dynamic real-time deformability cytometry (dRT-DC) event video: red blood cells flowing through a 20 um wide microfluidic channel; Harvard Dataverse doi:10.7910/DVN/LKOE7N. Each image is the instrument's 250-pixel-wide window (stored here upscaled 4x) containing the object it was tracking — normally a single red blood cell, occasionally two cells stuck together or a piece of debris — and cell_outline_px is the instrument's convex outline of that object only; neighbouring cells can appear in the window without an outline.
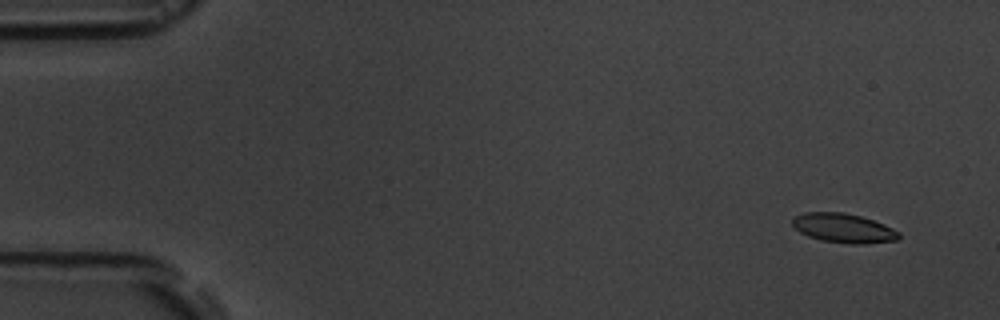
{"species": "common noctule bat (a hibernating species)", "species_latin": "Nyctalus noctula", "temperature_condition": "room temperature", "stored_images_in_passage": 5, "camera_frame_rate_fps": 3000, "um_per_image_px": 0.085, "animal": {"sex": "male", "body_mass_g": 19.5, "forearm_length_mm": 54.6}, "frame": {"image": 1, "passage_image": 1, "time_ms": 0.0, "image_size_px": [1000, 320], "cell_outline_px": [[900, 236], [896, 240], [864, 244], [852, 244], [820, 240], [808, 236], [800, 232], [792, 224], [792, 216], [804, 212], [844, 212], [860, 216], [884, 224], [900, 232]], "centroid_in_image_um": [71.67, 19.38], "position_along_channel_um": 13.3, "area_um2": 18.21}}
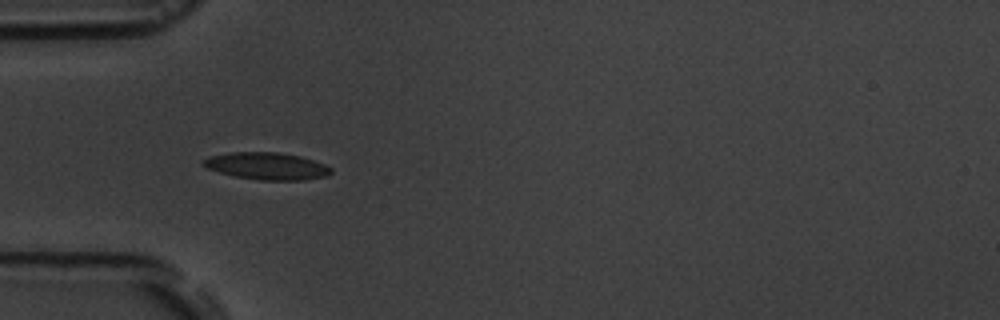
{"frame": {"image": 2, "passage_image": 5, "time_ms": 4.667, "image_size_px": [1000, 320], "cell_outline_px": [[332, 172], [328, 176], [304, 180], [260, 180], [236, 176], [220, 172], [208, 168], [200, 164], [200, 160], [208, 156], [228, 152], [276, 152], [300, 156], [324, 164], [332, 168]], "centroid_in_image_um": [22.66, 14.11], "position_along_channel_um": 62.3, "area_um2": 20.29}}